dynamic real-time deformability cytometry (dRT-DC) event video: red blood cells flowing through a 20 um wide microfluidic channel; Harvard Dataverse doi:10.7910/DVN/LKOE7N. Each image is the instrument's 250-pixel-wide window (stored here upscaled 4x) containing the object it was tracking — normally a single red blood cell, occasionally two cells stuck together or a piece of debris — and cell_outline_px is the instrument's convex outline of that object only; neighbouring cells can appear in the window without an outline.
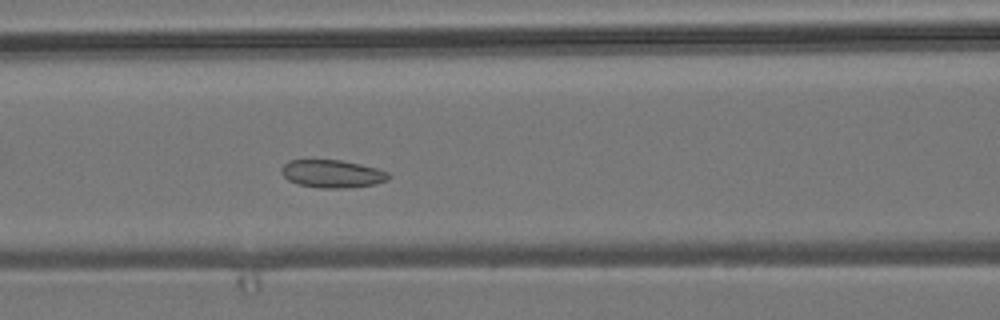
{"species": "common noctule bat (a hibernating species)", "species_latin": "Nyctalus noctula", "temperature_condition": "room temperature", "stored_images_in_passage": 47, "camera_frame_rate_fps": 3000, "um_per_image_px": 0.085, "animal": {"sex": "male", "body_mass_g": 19.2, "forearm_length_mm": 51.8}, "frame": {"image": 1, "passage_image": 16, "time_ms": 5.0, "image_size_px": [1000, 320], "cell_outline_px": [[392, 176], [388, 180], [376, 184], [344, 188], [320, 188], [300, 184], [288, 180], [280, 172], [280, 168], [288, 160], [340, 160], [360, 164], [376, 168], [388, 172]], "centroid_in_image_um": [28.25, 14.77], "position_along_channel_um": 138.4, "area_um2": 17.4}}
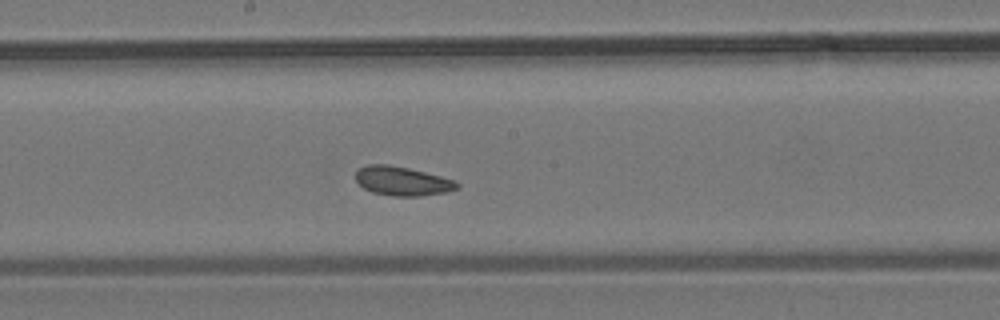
{"frame": {"image": 2, "passage_image": 22, "time_ms": 7.0, "image_size_px": [1000, 320], "cell_outline_px": [[460, 188], [448, 192], [420, 196], [392, 196], [372, 192], [364, 188], [356, 180], [356, 168], [368, 164], [388, 164], [408, 168], [456, 180], [460, 184]], "centroid_in_image_um": [34.21, 15.39], "position_along_channel_um": 214.0, "area_um2": 17.34}}
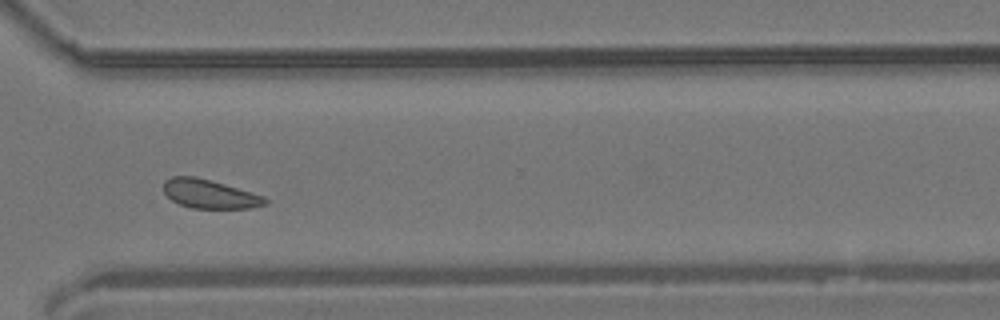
{"frame": {"image": 3, "passage_image": 33, "time_ms": 10.667, "image_size_px": [1000, 320], "cell_outline_px": [[268, 204], [248, 208], [192, 208], [180, 204], [172, 200], [164, 192], [164, 180], [172, 176], [196, 176], [212, 180], [264, 196], [268, 200]], "centroid_in_image_um": [17.82, 16.48], "position_along_channel_um": 352.8, "area_um2": 17.05}, "authors_computed_cell_mechanics": {"area_um2": 17.7446, "velocity_mm_per_s": 3.7856, "shape_relaxation_time_tau1_ms": null, "shape_relaxation_time_tau2_ms": 2.3744, "deformation_change_tau1": null, "deformation_change_tau2": 0.076}}